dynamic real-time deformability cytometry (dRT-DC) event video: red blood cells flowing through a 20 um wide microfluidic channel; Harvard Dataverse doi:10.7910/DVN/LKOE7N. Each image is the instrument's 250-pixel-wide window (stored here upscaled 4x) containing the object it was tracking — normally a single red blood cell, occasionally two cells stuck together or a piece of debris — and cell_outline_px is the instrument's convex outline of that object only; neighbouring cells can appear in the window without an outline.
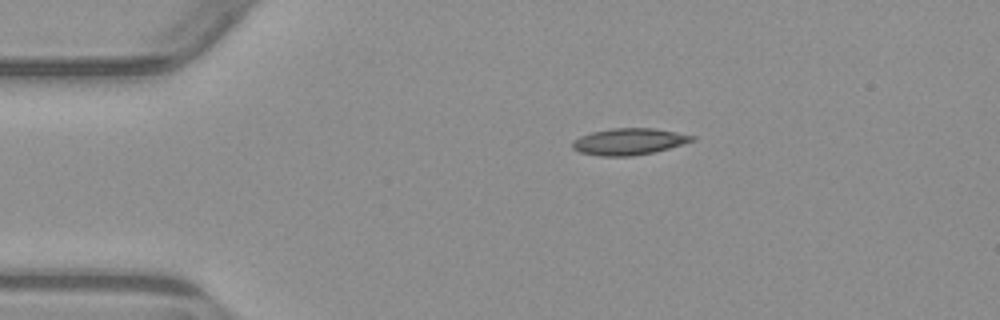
{"species": "common noctule bat (a hibernating species)", "species_latin": "Nyctalus noctula", "temperature_condition": "warm", "stored_images_in_passage": 6, "segment_of_instrument_passage": [2, 2], "camera_frame_rate_fps": 3000, "um_per_image_px": 0.085, "animal": {"sex": "male", "body_mass_g": 23.1, "forearm_length_mm": 52.7}, "frame": {"image": 1, "passage_image": 6, "time_ms": 7.667, "image_size_px": [1000, 320], "cell_outline_px": [[696, 140], [668, 148], [652, 152], [632, 156], [600, 156], [580, 152], [572, 148], [572, 140], [580, 136], [592, 132], [612, 128], [652, 128], [676, 132], [696, 136]], "centroid_in_image_um": [53.44, 12.03], "position_along_channel_um": 31.6, "area_um2": 18.44}}